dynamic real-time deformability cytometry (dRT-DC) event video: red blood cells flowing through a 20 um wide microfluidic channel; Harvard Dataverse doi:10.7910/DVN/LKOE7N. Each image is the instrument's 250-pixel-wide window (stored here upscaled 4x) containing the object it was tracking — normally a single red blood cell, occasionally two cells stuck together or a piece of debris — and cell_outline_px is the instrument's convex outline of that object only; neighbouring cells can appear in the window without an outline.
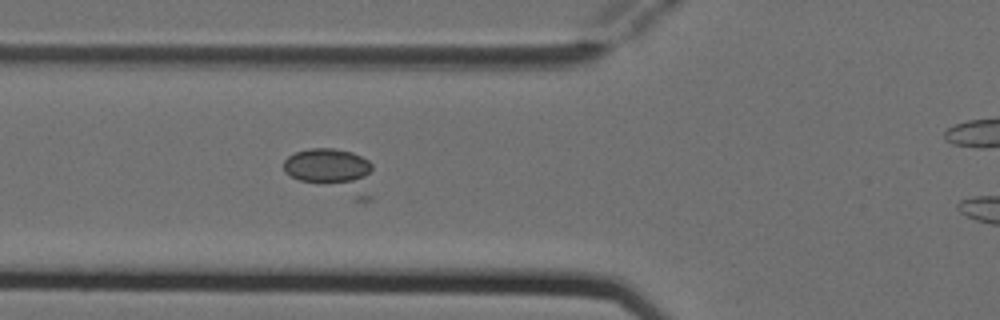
{"species": "Egyptian fruit bat (a non-hibernating species)", "species_latin": "Rousettus aegyptiacus", "temperature_condition": "cold", "stored_images_in_passage": 3, "camera_frame_rate_fps": 3000, "um_per_image_px": 0.085, "animal": {"sex": "female"}, "frame": {"image": 1, "passage_image": 2, "time_ms": 0.333, "image_size_px": [1000, 320], "cell_outline_px": [[372, 200], [356, 200], [300, 180], [284, 172], [284, 160], [288, 156], [296, 152], [308, 148], [332, 148], [352, 152], [368, 160], [372, 164]], "centroid_in_image_um": [28.29, 14.56], "position_along_channel_um": 97.5, "area_um2": 23.81}}